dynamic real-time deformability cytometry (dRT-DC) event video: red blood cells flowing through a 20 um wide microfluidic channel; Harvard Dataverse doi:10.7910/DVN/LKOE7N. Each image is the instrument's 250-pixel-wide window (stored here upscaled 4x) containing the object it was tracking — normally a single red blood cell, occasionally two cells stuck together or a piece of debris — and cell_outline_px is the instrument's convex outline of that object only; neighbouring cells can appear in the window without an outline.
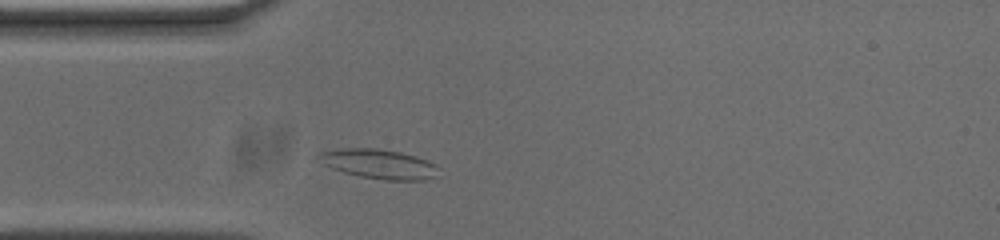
{"species": "common noctule bat (a hibernating species)", "species_latin": "Nyctalus noctula", "temperature_condition": "cold", "stored_images_in_passage": 35, "camera_frame_rate_fps": 3000, "um_per_image_px": 0.085, "animal": {"sex": "male", "body_mass_g": 20.0, "forearm_length_mm": 53.3}, "frame": {"image": 1, "passage_image": 6, "time_ms": 1.667, "image_size_px": [1000, 240], "cell_outline_px": [[440, 168], [432, 176], [424, 180], [384, 180], [360, 176], [344, 172], [332, 168], [324, 164], [316, 156], [320, 152], [344, 148], [376, 148], [400, 152], [416, 156], [436, 164]], "centroid_in_image_um": [32.2, 13.93], "position_along_channel_um": 52.8, "area_um2": 20.4}}
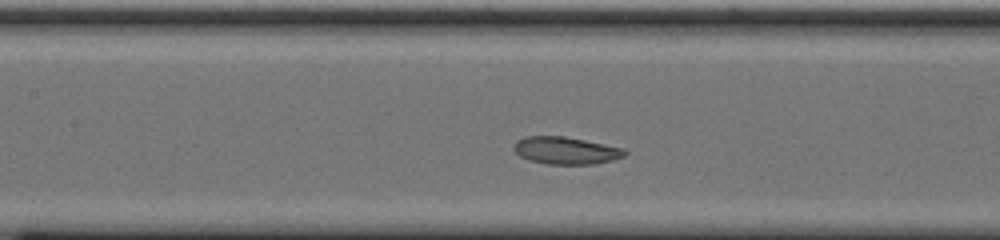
{"frame": {"image": 2, "passage_image": 15, "time_ms": 4.667, "image_size_px": [1000, 240], "cell_outline_px": [[628, 152], [624, 156], [612, 160], [592, 164], [548, 164], [528, 160], [520, 156], [512, 148], [512, 144], [516, 140], [524, 136], [564, 136], [624, 148]], "centroid_in_image_um": [48.05, 12.79], "position_along_channel_um": 159.3, "area_um2": 17.74}}
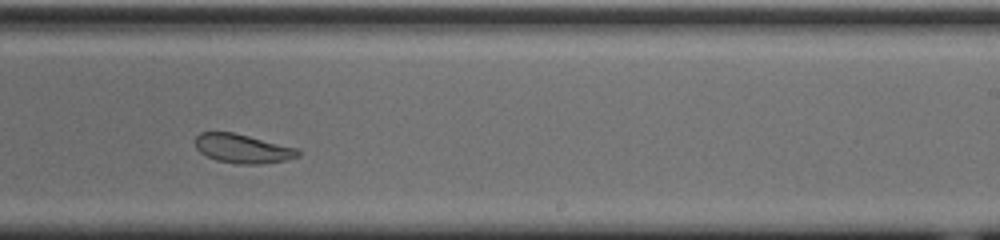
{"frame": {"image": 3, "passage_image": 24, "time_ms": 7.667, "image_size_px": [1000, 240], "cell_outline_px": [[300, 156], [288, 160], [264, 164], [236, 164], [216, 160], [200, 152], [196, 148], [196, 136], [200, 132], [232, 132], [296, 148], [300, 152]], "centroid_in_image_um": [20.63, 12.65], "position_along_channel_um": 268.4, "area_um2": 17.28}, "authors_computed_cell_mechanics": {"area_um2": 18.3226, "velocity_mm_per_s": 3.6552, "shape_relaxation_time_tau1_ms": 4.4187, "shape_relaxation_time_tau2_ms": 4.4829, "deformation_change_tau1": 0.1139, "deformation_change_tau2": 0.1101}}